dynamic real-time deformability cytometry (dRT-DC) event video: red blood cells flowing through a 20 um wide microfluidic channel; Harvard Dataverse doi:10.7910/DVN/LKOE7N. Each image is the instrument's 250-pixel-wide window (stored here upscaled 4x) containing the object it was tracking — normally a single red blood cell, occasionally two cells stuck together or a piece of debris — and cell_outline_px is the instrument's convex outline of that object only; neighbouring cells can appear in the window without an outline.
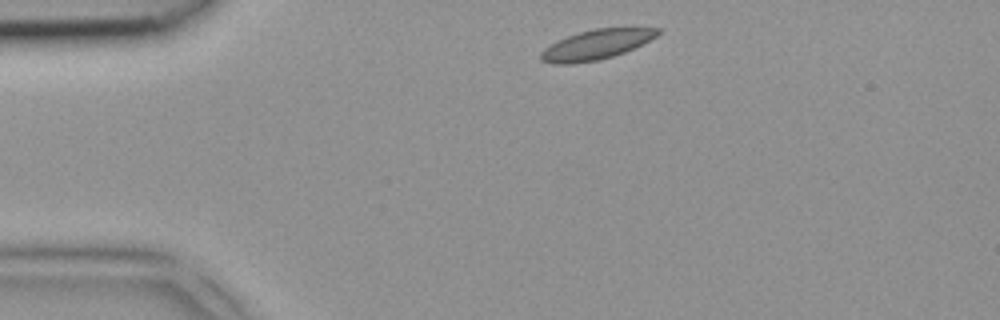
{"species": "common noctule bat (a hibernating species)", "species_latin": "Nyctalus noctula", "temperature_condition": "room temperature", "stored_images_in_passage": 2, "segment_of_instrument_passage": [2, 2], "camera_frame_rate_fps": 3000, "um_per_image_px": 0.085, "animal": {"sex": "female", "body_mass_g": 18.4}, "frame": {"image": 1, "passage_image": 2, "time_ms": 0.333, "image_size_px": [1000, 320], "cell_outline_px": [[660, 32], [656, 36], [624, 52], [600, 60], [572, 64], [552, 64], [540, 60], [540, 52], [544, 48], [556, 40], [580, 32], [596, 28], [660, 28]], "centroid_in_image_um": [50.6, 3.81], "position_along_channel_um": 34.4, "area_um2": 20.11}}